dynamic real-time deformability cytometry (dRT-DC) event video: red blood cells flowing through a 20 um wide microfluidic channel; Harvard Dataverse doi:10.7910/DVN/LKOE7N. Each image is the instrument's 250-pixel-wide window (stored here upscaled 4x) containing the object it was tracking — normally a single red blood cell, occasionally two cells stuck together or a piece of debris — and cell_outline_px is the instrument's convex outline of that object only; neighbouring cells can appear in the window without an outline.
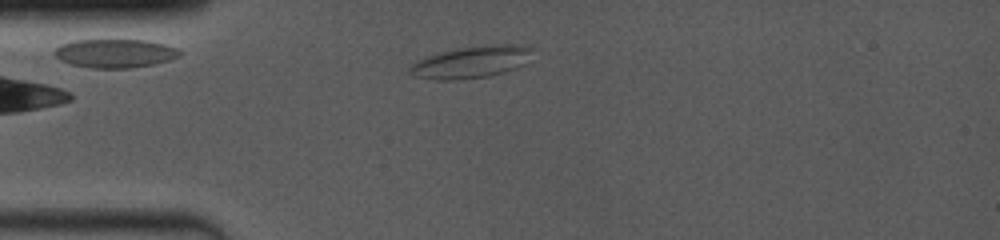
{"species": "common noctule bat (a hibernating species)", "species_latin": "Nyctalus noctula", "temperature_condition": "room temperature", "stored_images_in_passage": 26, "camera_frame_rate_fps": 4000, "um_per_image_px": 0.085, "animal": {"sex": "female", "body_mass_g": 19.0, "forearm_length_mm": 53.3}, "frame": {"image": 1, "passage_image": 1, "time_ms": 0.0, "image_size_px": [1000, 240], "cell_outline_px": [[532, 48], [524, 64], [516, 68], [504, 72], [488, 76], [460, 80], [436, 80], [412, 76], [408, 72], [408, 68], [412, 64], [428, 56], [440, 52], [456, 48], [488, 44], [524, 44]], "centroid_in_image_um": [40.03, 5.27], "position_along_channel_um": 45.0, "area_um2": 22.95}}
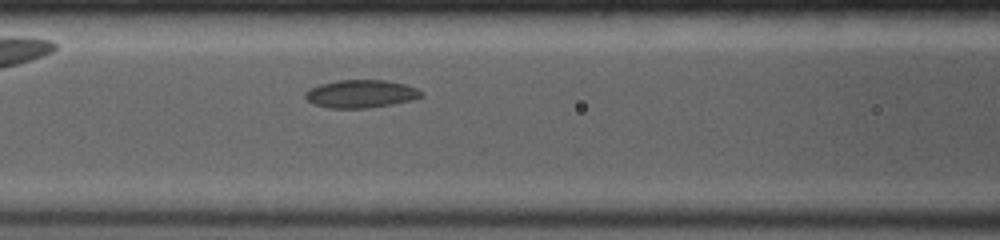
{"frame": {"image": 2, "passage_image": 8, "time_ms": 2.75, "image_size_px": [1000, 240], "cell_outline_px": [[424, 96], [412, 100], [392, 104], [368, 108], [328, 108], [312, 104], [304, 96], [304, 92], [308, 88], [320, 84], [340, 80], [384, 80], [404, 84], [416, 88], [424, 92]], "centroid_in_image_um": [30.66, 7.98], "position_along_channel_um": 135.9, "area_um2": 19.02}}
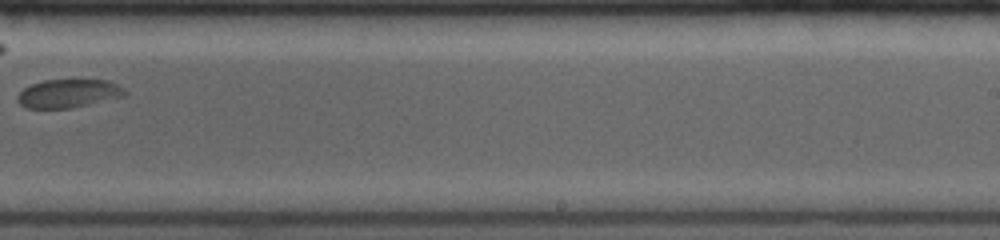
{"frame": {"image": 3, "passage_image": 18, "time_ms": 6.5, "image_size_px": [1000, 240], "cell_outline_px": [[128, 92], [124, 96], [72, 108], [24, 108], [16, 100], [16, 96], [24, 88], [32, 84], [44, 80], [76, 76], [108, 80], [124, 88]], "centroid_in_image_um": [5.83, 7.89], "position_along_channel_um": 283.2, "area_um2": 18.73}}